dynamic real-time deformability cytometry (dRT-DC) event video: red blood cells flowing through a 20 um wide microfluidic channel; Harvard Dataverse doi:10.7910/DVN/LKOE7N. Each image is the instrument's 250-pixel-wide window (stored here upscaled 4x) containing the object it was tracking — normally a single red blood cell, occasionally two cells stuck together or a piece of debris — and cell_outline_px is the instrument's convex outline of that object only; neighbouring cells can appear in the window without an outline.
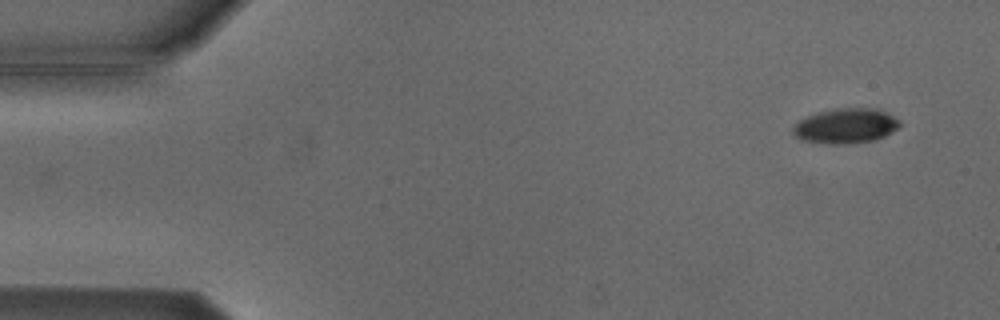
{"species": "Egyptian fruit bat (a non-hibernating species)", "species_latin": "Rousettus aegyptiacus", "temperature_condition": "cold", "stored_images_in_passage": 5, "camera_frame_rate_fps": 3000, "um_per_image_px": 0.085, "animal": {"sex": "male"}, "frame": {"image": 1, "passage_image": 1, "time_ms": 0.0, "image_size_px": [1000, 320], "cell_outline_px": [[900, 124], [896, 128], [884, 136], [872, 140], [844, 144], [832, 144], [800, 140], [792, 132], [792, 128], [800, 120], [816, 112], [836, 108], [876, 108], [900, 120]], "centroid_in_image_um": [71.85, 10.69], "position_along_channel_um": 13.2, "area_um2": 21.5}}
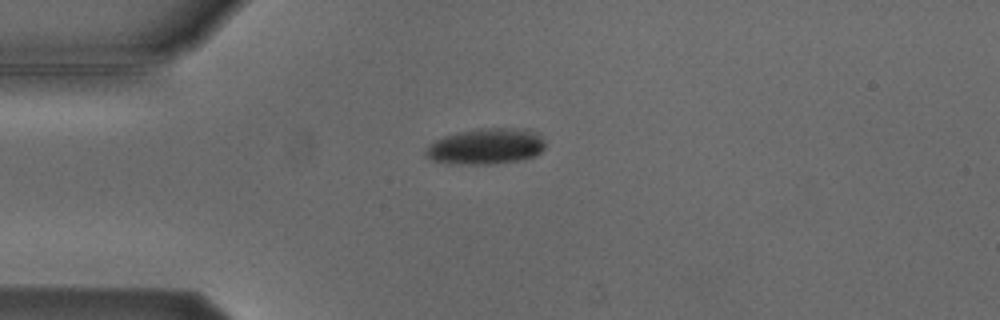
{"frame": {"image": 2, "passage_image": 3, "time_ms": 3.333, "image_size_px": [1000, 320], "cell_outline_px": [[544, 148], [540, 152], [532, 156], [516, 160], [488, 164], [448, 164], [432, 160], [424, 156], [424, 152], [428, 144], [444, 136], [456, 132], [480, 128], [528, 128], [536, 132], [544, 140]], "centroid_in_image_um": [41.25, 12.43], "position_along_channel_um": 43.7, "area_um2": 25.14}}
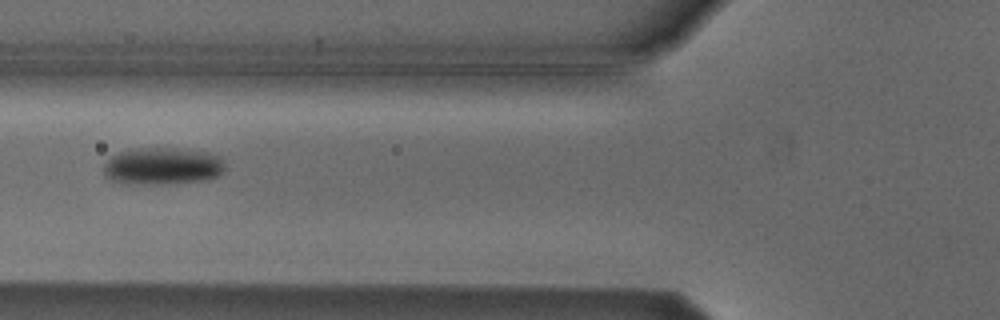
{"frame": {"image": 3, "passage_image": 5, "time_ms": 5.667, "image_size_px": [1000, 320], "cell_outline_px": [[224, 172], [216, 176], [204, 180], [164, 184], [128, 184], [112, 180], [104, 172], [104, 164], [112, 156], [128, 148], [176, 148], [208, 152], [220, 156], [224, 164]], "centroid_in_image_um": [13.82, 14.11], "position_along_channel_um": 112.0, "area_um2": 26.36}}